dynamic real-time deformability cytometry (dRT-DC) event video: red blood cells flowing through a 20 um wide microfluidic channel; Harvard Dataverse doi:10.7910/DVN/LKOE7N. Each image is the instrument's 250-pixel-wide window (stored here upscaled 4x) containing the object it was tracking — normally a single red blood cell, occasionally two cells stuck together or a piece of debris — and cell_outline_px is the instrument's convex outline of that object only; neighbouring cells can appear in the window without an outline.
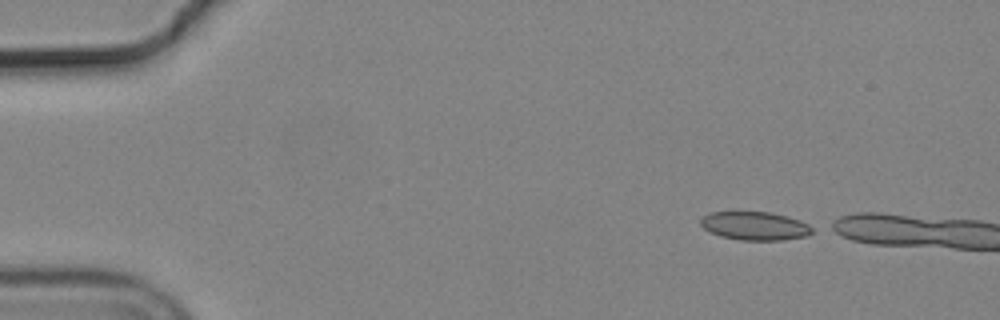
{"species": "common noctule bat (a hibernating species)", "species_latin": "Nyctalus noctula", "temperature_condition": "cold", "stored_images_in_passage": 11, "camera_frame_rate_fps": 3000, "um_per_image_px": 0.085, "animal": {"sex": "male", "body_mass_g": 19.2, "forearm_length_mm": 51.8}, "frame": {"image": 1, "passage_image": 1, "time_ms": 0.0, "image_size_px": [1000, 320], "cell_outline_px": [[816, 228], [808, 236], [784, 240], [740, 240], [720, 236], [704, 228], [700, 224], [700, 220], [704, 216], [712, 212], [768, 212], [800, 220]], "centroid_in_image_um": [64.21, 19.21], "position_along_channel_um": 20.8, "area_um2": 18.44}}